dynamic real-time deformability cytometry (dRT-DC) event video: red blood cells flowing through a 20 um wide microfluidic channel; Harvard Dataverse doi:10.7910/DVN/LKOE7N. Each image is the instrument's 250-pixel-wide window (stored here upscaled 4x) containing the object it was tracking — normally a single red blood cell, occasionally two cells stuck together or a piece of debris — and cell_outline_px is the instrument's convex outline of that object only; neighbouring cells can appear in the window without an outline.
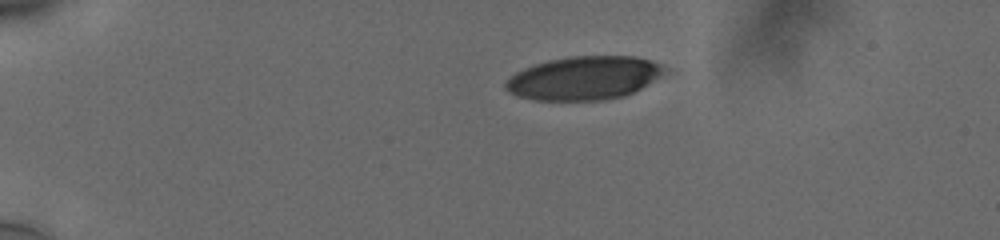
{"species": "human", "species_latin": "Homo sapiens", "temperature_condition": "cold", "stored_images_in_passage": 7, "camera_frame_rate_fps": 3000, "um_per_image_px": 0.085, "donor": {"sex": "male"}, "frame": {"image": 1, "passage_image": 1, "time_ms": 0.0, "image_size_px": [1000, 240], "cell_outline_px": [[668, 72], [640, 88], [624, 96], [604, 100], [536, 100], [520, 96], [508, 92], [504, 88], [504, 84], [516, 72], [524, 68], [548, 60], [572, 56], [636, 56], [652, 60], [668, 68]], "centroid_in_image_um": [49.68, 6.62], "position_along_channel_um": 35.3, "area_um2": 40.23}}